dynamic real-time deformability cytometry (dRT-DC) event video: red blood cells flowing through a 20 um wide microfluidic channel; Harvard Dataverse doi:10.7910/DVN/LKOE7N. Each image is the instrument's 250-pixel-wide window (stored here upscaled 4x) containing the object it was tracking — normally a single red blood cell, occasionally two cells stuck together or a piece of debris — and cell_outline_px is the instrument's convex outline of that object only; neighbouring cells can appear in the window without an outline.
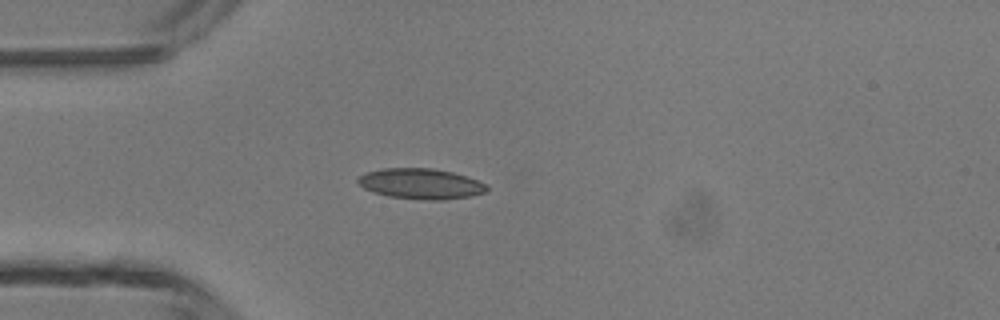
{"species": "common noctule bat (a hibernating species)", "species_latin": "Nyctalus noctula", "temperature_condition": "room temperature", "stored_images_in_passage": 35, "camera_frame_rate_fps": 3000, "um_per_image_px": 0.085, "animal": {"sex": "male", "body_mass_g": 13.3}, "frame": {"image": 1, "passage_image": 1, "time_ms": 0.0, "image_size_px": [1000, 320], "cell_outline_px": [[488, 188], [484, 192], [468, 196], [444, 200], [432, 200], [388, 196], [372, 192], [364, 188], [356, 180], [360, 176], [368, 172], [384, 168], [432, 168], [452, 172], [476, 180], [484, 184]], "centroid_in_image_um": [35.73, 15.61], "position_along_channel_um": 49.3, "area_um2": 22.48}}
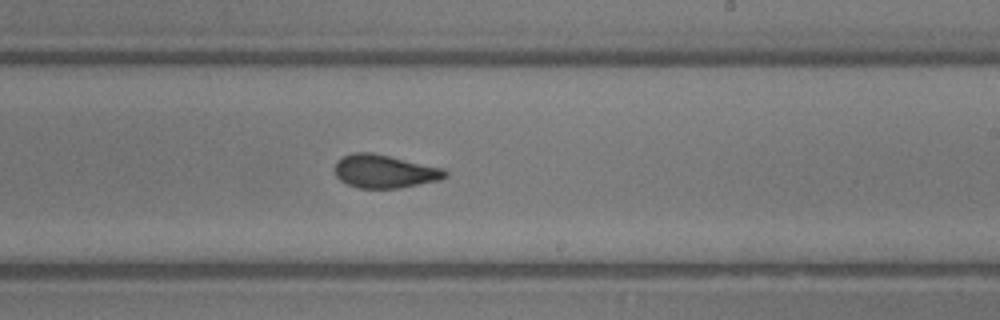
{"frame": {"image": 2, "passage_image": 16, "time_ms": 5.0, "image_size_px": [1000, 320], "cell_outline_px": [[448, 176], [440, 180], [400, 188], [360, 188], [348, 184], [340, 180], [336, 176], [336, 160], [352, 152], [372, 152], [444, 168], [448, 172]], "centroid_in_image_um": [32.72, 14.56], "position_along_channel_um": 256.3, "area_um2": 21.44}}
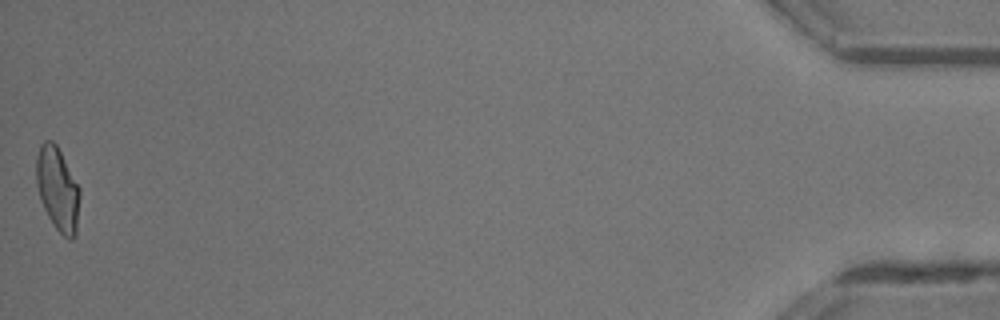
{"frame": {"image": 3, "passage_image": 35, "time_ms": 11.333, "image_size_px": [1000, 320], "cell_outline_px": [[80, 196], [76, 236], [72, 240], [68, 240], [56, 228], [48, 216], [40, 200], [36, 184], [36, 156], [40, 144], [44, 140], [52, 140], [56, 144], [80, 188]], "centroid_in_image_um": [4.9, 16.07], "position_along_channel_um": 430.3, "area_um2": 21.33}, "authors_computed_cell_mechanics": {"area_um2": 21.2704, "velocity_mm_per_s": 4.3712, "shape_relaxation_time_tau1_ms": 7.6599, "shape_relaxation_time_tau2_ms": 1.2415, "deformation_change_tau1": 0.1926, "deformation_change_tau2": 0.0793}}